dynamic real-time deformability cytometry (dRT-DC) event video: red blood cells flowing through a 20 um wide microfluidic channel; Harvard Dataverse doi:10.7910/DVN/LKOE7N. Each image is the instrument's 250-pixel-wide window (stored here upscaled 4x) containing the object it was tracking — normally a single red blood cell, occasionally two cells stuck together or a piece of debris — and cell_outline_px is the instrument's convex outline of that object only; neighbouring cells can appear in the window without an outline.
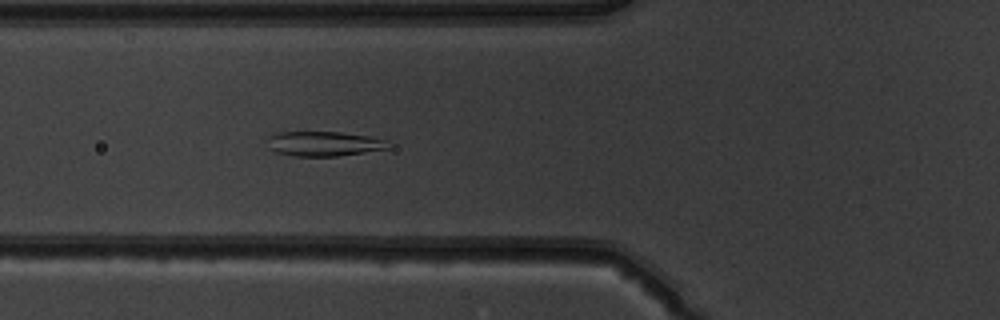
{"species": "common noctule bat (a hibernating species)", "species_latin": "Nyctalus noctula", "temperature_condition": "warm", "stored_images_in_passage": 53, "camera_frame_rate_fps": 3000, "um_per_image_px": 0.085, "animal": {"sex": "male", "body_mass_g": 19.5, "forearm_length_mm": 54.6}, "frame": {"image": 1, "passage_image": 21, "time_ms": 6.667, "image_size_px": [1000, 320], "cell_outline_px": [[388, 148], [336, 156], [296, 156], [276, 152], [268, 148], [268, 136], [280, 132], [340, 132], [368, 136], [384, 140]], "centroid_in_image_um": [27.44, 12.21], "position_along_channel_um": 98.4, "area_um2": 17.05}}
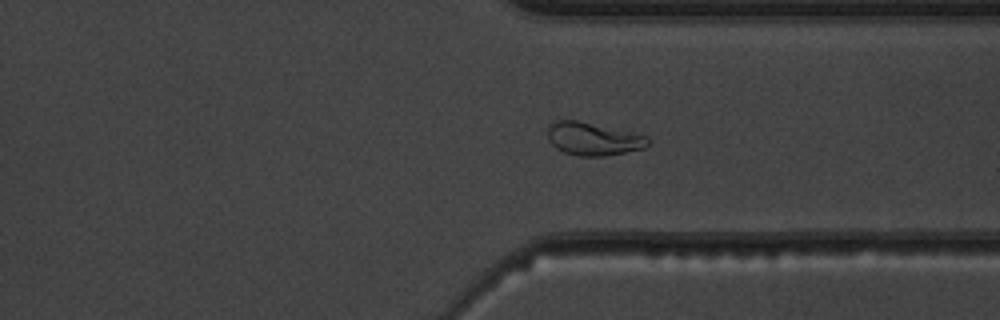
{"frame": {"image": 2, "passage_image": 41, "time_ms": 13.333, "image_size_px": [1000, 320], "cell_outline_px": [[648, 144], [644, 148], [604, 156], [576, 156], [564, 152], [556, 148], [548, 140], [548, 128], [556, 120], [576, 120], [648, 136]], "centroid_in_image_um": [50.39, 11.81], "position_along_channel_um": 361.0, "area_um2": 18.96}}
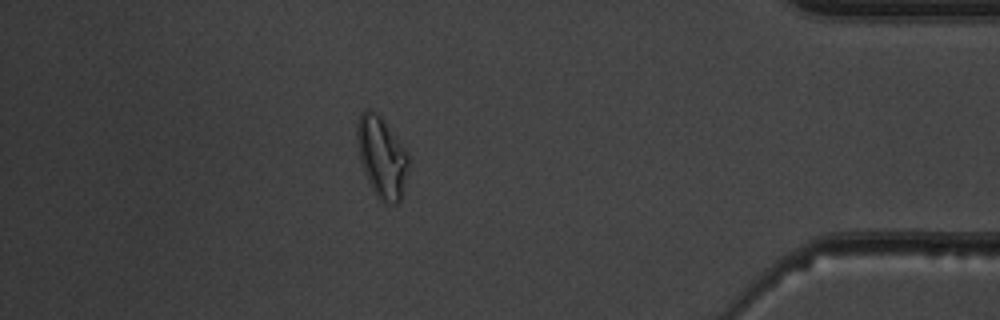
{"frame": {"image": 3, "passage_image": 47, "time_ms": 15.333, "image_size_px": [1000, 320], "cell_outline_px": [[408, 168], [400, 200], [396, 204], [392, 204], [380, 200], [376, 196], [368, 180], [360, 160], [356, 136], [356, 124], [360, 112], [364, 108], [368, 108], [380, 116], [396, 136], [408, 156]], "centroid_in_image_um": [32.42, 13.32], "position_along_channel_um": 402.8, "area_um2": 23.93}, "authors_computed_cell_mechanics": {"area_um2": 21.097, "velocity_mm_per_s": 3.9351, "shape_relaxation_time_tau1_ms": 4.1572, "shape_relaxation_time_tau2_ms": 2.0213, "deformation_change_tau1": 0.1449, "deformation_change_tau2": 0.0294}}